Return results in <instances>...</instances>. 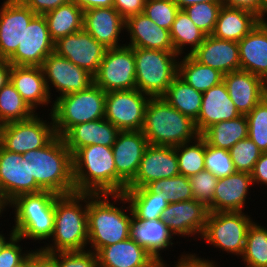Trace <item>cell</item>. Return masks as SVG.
Here are the masks:
<instances>
[{
  "label": "cell",
  "instance_id": "obj_1",
  "mask_svg": "<svg viewBox=\"0 0 267 267\" xmlns=\"http://www.w3.org/2000/svg\"><path fill=\"white\" fill-rule=\"evenodd\" d=\"M88 204L89 193L74 192L59 195L55 200L52 244L46 243L47 246L40 247V249L49 254L85 250L88 245Z\"/></svg>",
  "mask_w": 267,
  "mask_h": 267
},
{
  "label": "cell",
  "instance_id": "obj_2",
  "mask_svg": "<svg viewBox=\"0 0 267 267\" xmlns=\"http://www.w3.org/2000/svg\"><path fill=\"white\" fill-rule=\"evenodd\" d=\"M32 165V176L43 191L57 195L75 192L72 153L61 136L56 135L46 146L22 154Z\"/></svg>",
  "mask_w": 267,
  "mask_h": 267
},
{
  "label": "cell",
  "instance_id": "obj_3",
  "mask_svg": "<svg viewBox=\"0 0 267 267\" xmlns=\"http://www.w3.org/2000/svg\"><path fill=\"white\" fill-rule=\"evenodd\" d=\"M111 196V197H110ZM114 202H110V198ZM119 200V194H90L87 212L88 244L96 253L99 249L124 241L130 237V224L133 213L130 207L114 205ZM126 207V209H125ZM131 215H127L128 213ZM92 248V249H91Z\"/></svg>",
  "mask_w": 267,
  "mask_h": 267
},
{
  "label": "cell",
  "instance_id": "obj_4",
  "mask_svg": "<svg viewBox=\"0 0 267 267\" xmlns=\"http://www.w3.org/2000/svg\"><path fill=\"white\" fill-rule=\"evenodd\" d=\"M149 145L176 147L200 134L195 121L172 107L163 97L150 98L141 130Z\"/></svg>",
  "mask_w": 267,
  "mask_h": 267
},
{
  "label": "cell",
  "instance_id": "obj_5",
  "mask_svg": "<svg viewBox=\"0 0 267 267\" xmlns=\"http://www.w3.org/2000/svg\"><path fill=\"white\" fill-rule=\"evenodd\" d=\"M75 192L116 194V168L111 147L89 145L72 155Z\"/></svg>",
  "mask_w": 267,
  "mask_h": 267
},
{
  "label": "cell",
  "instance_id": "obj_6",
  "mask_svg": "<svg viewBox=\"0 0 267 267\" xmlns=\"http://www.w3.org/2000/svg\"><path fill=\"white\" fill-rule=\"evenodd\" d=\"M59 195L50 191L22 194L6 207L14 208L13 230L22 239L47 240L54 232L55 200Z\"/></svg>",
  "mask_w": 267,
  "mask_h": 267
},
{
  "label": "cell",
  "instance_id": "obj_7",
  "mask_svg": "<svg viewBox=\"0 0 267 267\" xmlns=\"http://www.w3.org/2000/svg\"><path fill=\"white\" fill-rule=\"evenodd\" d=\"M133 51L136 89L150 98L163 97L178 75L179 55L157 49L133 47Z\"/></svg>",
  "mask_w": 267,
  "mask_h": 267
},
{
  "label": "cell",
  "instance_id": "obj_8",
  "mask_svg": "<svg viewBox=\"0 0 267 267\" xmlns=\"http://www.w3.org/2000/svg\"><path fill=\"white\" fill-rule=\"evenodd\" d=\"M106 92L92 84L88 89L56 97L51 105L56 135L63 136L71 127L105 116Z\"/></svg>",
  "mask_w": 267,
  "mask_h": 267
},
{
  "label": "cell",
  "instance_id": "obj_9",
  "mask_svg": "<svg viewBox=\"0 0 267 267\" xmlns=\"http://www.w3.org/2000/svg\"><path fill=\"white\" fill-rule=\"evenodd\" d=\"M252 222V218L244 212H210L201 239L241 257Z\"/></svg>",
  "mask_w": 267,
  "mask_h": 267
},
{
  "label": "cell",
  "instance_id": "obj_10",
  "mask_svg": "<svg viewBox=\"0 0 267 267\" xmlns=\"http://www.w3.org/2000/svg\"><path fill=\"white\" fill-rule=\"evenodd\" d=\"M49 116L52 120L50 123L36 112L29 119L4 124L1 146L21 155L46 146L56 136L52 114Z\"/></svg>",
  "mask_w": 267,
  "mask_h": 267
},
{
  "label": "cell",
  "instance_id": "obj_11",
  "mask_svg": "<svg viewBox=\"0 0 267 267\" xmlns=\"http://www.w3.org/2000/svg\"><path fill=\"white\" fill-rule=\"evenodd\" d=\"M94 84L105 92L136 89L133 47L108 48L94 75Z\"/></svg>",
  "mask_w": 267,
  "mask_h": 267
},
{
  "label": "cell",
  "instance_id": "obj_12",
  "mask_svg": "<svg viewBox=\"0 0 267 267\" xmlns=\"http://www.w3.org/2000/svg\"><path fill=\"white\" fill-rule=\"evenodd\" d=\"M149 99L137 89L106 92L104 118L120 131H141Z\"/></svg>",
  "mask_w": 267,
  "mask_h": 267
},
{
  "label": "cell",
  "instance_id": "obj_13",
  "mask_svg": "<svg viewBox=\"0 0 267 267\" xmlns=\"http://www.w3.org/2000/svg\"><path fill=\"white\" fill-rule=\"evenodd\" d=\"M43 191L32 176V165L21 154L0 145V200L7 206L22 194Z\"/></svg>",
  "mask_w": 267,
  "mask_h": 267
},
{
  "label": "cell",
  "instance_id": "obj_14",
  "mask_svg": "<svg viewBox=\"0 0 267 267\" xmlns=\"http://www.w3.org/2000/svg\"><path fill=\"white\" fill-rule=\"evenodd\" d=\"M148 141L142 131H120L112 146L116 168V194L134 180Z\"/></svg>",
  "mask_w": 267,
  "mask_h": 267
},
{
  "label": "cell",
  "instance_id": "obj_15",
  "mask_svg": "<svg viewBox=\"0 0 267 267\" xmlns=\"http://www.w3.org/2000/svg\"><path fill=\"white\" fill-rule=\"evenodd\" d=\"M41 68L50 96H53L50 92L52 87L57 90L56 92H60L59 97H62L67 94L84 91L94 84V76L87 70L55 53L48 55L44 59Z\"/></svg>",
  "mask_w": 267,
  "mask_h": 267
},
{
  "label": "cell",
  "instance_id": "obj_16",
  "mask_svg": "<svg viewBox=\"0 0 267 267\" xmlns=\"http://www.w3.org/2000/svg\"><path fill=\"white\" fill-rule=\"evenodd\" d=\"M107 48L84 28L54 42V53L87 70L93 76L104 58Z\"/></svg>",
  "mask_w": 267,
  "mask_h": 267
},
{
  "label": "cell",
  "instance_id": "obj_17",
  "mask_svg": "<svg viewBox=\"0 0 267 267\" xmlns=\"http://www.w3.org/2000/svg\"><path fill=\"white\" fill-rule=\"evenodd\" d=\"M54 53V41L51 39L48 25L43 15H36L24 30L22 43L8 59L11 65L39 66L44 59Z\"/></svg>",
  "mask_w": 267,
  "mask_h": 267
},
{
  "label": "cell",
  "instance_id": "obj_18",
  "mask_svg": "<svg viewBox=\"0 0 267 267\" xmlns=\"http://www.w3.org/2000/svg\"><path fill=\"white\" fill-rule=\"evenodd\" d=\"M175 147L148 145L134 180L126 189L146 187L149 183L179 175Z\"/></svg>",
  "mask_w": 267,
  "mask_h": 267
},
{
  "label": "cell",
  "instance_id": "obj_19",
  "mask_svg": "<svg viewBox=\"0 0 267 267\" xmlns=\"http://www.w3.org/2000/svg\"><path fill=\"white\" fill-rule=\"evenodd\" d=\"M0 8V59H9L22 43L24 30L36 14L23 2L5 0Z\"/></svg>",
  "mask_w": 267,
  "mask_h": 267
},
{
  "label": "cell",
  "instance_id": "obj_20",
  "mask_svg": "<svg viewBox=\"0 0 267 267\" xmlns=\"http://www.w3.org/2000/svg\"><path fill=\"white\" fill-rule=\"evenodd\" d=\"M208 207L197 200L169 203L161 220L173 235L201 238L209 215ZM200 235V236H199Z\"/></svg>",
  "mask_w": 267,
  "mask_h": 267
},
{
  "label": "cell",
  "instance_id": "obj_21",
  "mask_svg": "<svg viewBox=\"0 0 267 267\" xmlns=\"http://www.w3.org/2000/svg\"><path fill=\"white\" fill-rule=\"evenodd\" d=\"M83 28L107 49L125 45L118 43L125 29V19L113 7L84 11Z\"/></svg>",
  "mask_w": 267,
  "mask_h": 267
},
{
  "label": "cell",
  "instance_id": "obj_22",
  "mask_svg": "<svg viewBox=\"0 0 267 267\" xmlns=\"http://www.w3.org/2000/svg\"><path fill=\"white\" fill-rule=\"evenodd\" d=\"M190 55L200 64L216 69L224 75L240 70L238 42L209 35Z\"/></svg>",
  "mask_w": 267,
  "mask_h": 267
},
{
  "label": "cell",
  "instance_id": "obj_23",
  "mask_svg": "<svg viewBox=\"0 0 267 267\" xmlns=\"http://www.w3.org/2000/svg\"><path fill=\"white\" fill-rule=\"evenodd\" d=\"M223 82L240 114H248L264 97V80L244 70L224 75Z\"/></svg>",
  "mask_w": 267,
  "mask_h": 267
},
{
  "label": "cell",
  "instance_id": "obj_24",
  "mask_svg": "<svg viewBox=\"0 0 267 267\" xmlns=\"http://www.w3.org/2000/svg\"><path fill=\"white\" fill-rule=\"evenodd\" d=\"M240 70L267 79V20L260 22L239 42Z\"/></svg>",
  "mask_w": 267,
  "mask_h": 267
},
{
  "label": "cell",
  "instance_id": "obj_25",
  "mask_svg": "<svg viewBox=\"0 0 267 267\" xmlns=\"http://www.w3.org/2000/svg\"><path fill=\"white\" fill-rule=\"evenodd\" d=\"M240 115L228 94L225 83L222 81L203 93L202 104L195 125L201 135L211 125L234 119Z\"/></svg>",
  "mask_w": 267,
  "mask_h": 267
},
{
  "label": "cell",
  "instance_id": "obj_26",
  "mask_svg": "<svg viewBox=\"0 0 267 267\" xmlns=\"http://www.w3.org/2000/svg\"><path fill=\"white\" fill-rule=\"evenodd\" d=\"M120 130L105 118L77 124L63 136L65 145L72 155L80 148L89 145L111 147Z\"/></svg>",
  "mask_w": 267,
  "mask_h": 267
},
{
  "label": "cell",
  "instance_id": "obj_27",
  "mask_svg": "<svg viewBox=\"0 0 267 267\" xmlns=\"http://www.w3.org/2000/svg\"><path fill=\"white\" fill-rule=\"evenodd\" d=\"M252 185L251 174L245 172L219 178L212 200V212H242Z\"/></svg>",
  "mask_w": 267,
  "mask_h": 267
},
{
  "label": "cell",
  "instance_id": "obj_28",
  "mask_svg": "<svg viewBox=\"0 0 267 267\" xmlns=\"http://www.w3.org/2000/svg\"><path fill=\"white\" fill-rule=\"evenodd\" d=\"M125 31L130 37L129 44L125 43L129 47L174 51L170 31L157 26L143 13L128 17Z\"/></svg>",
  "mask_w": 267,
  "mask_h": 267
},
{
  "label": "cell",
  "instance_id": "obj_29",
  "mask_svg": "<svg viewBox=\"0 0 267 267\" xmlns=\"http://www.w3.org/2000/svg\"><path fill=\"white\" fill-rule=\"evenodd\" d=\"M10 82L34 112L38 106L53 103L50 101L53 98L48 92L43 70L39 66L12 65Z\"/></svg>",
  "mask_w": 267,
  "mask_h": 267
},
{
  "label": "cell",
  "instance_id": "obj_30",
  "mask_svg": "<svg viewBox=\"0 0 267 267\" xmlns=\"http://www.w3.org/2000/svg\"><path fill=\"white\" fill-rule=\"evenodd\" d=\"M98 267H157L154 257L130 237L96 252Z\"/></svg>",
  "mask_w": 267,
  "mask_h": 267
},
{
  "label": "cell",
  "instance_id": "obj_31",
  "mask_svg": "<svg viewBox=\"0 0 267 267\" xmlns=\"http://www.w3.org/2000/svg\"><path fill=\"white\" fill-rule=\"evenodd\" d=\"M130 238L145 248L157 261V267L170 265L161 257V250L172 247L173 234L160 219L137 220L133 217L130 224Z\"/></svg>",
  "mask_w": 267,
  "mask_h": 267
},
{
  "label": "cell",
  "instance_id": "obj_32",
  "mask_svg": "<svg viewBox=\"0 0 267 267\" xmlns=\"http://www.w3.org/2000/svg\"><path fill=\"white\" fill-rule=\"evenodd\" d=\"M260 18L251 11L222 6L219 10L212 36L239 42L259 22Z\"/></svg>",
  "mask_w": 267,
  "mask_h": 267
},
{
  "label": "cell",
  "instance_id": "obj_33",
  "mask_svg": "<svg viewBox=\"0 0 267 267\" xmlns=\"http://www.w3.org/2000/svg\"><path fill=\"white\" fill-rule=\"evenodd\" d=\"M119 201L130 204L133 217L137 220L160 219L163 210L168 206V197L153 194L147 187L126 189L119 194Z\"/></svg>",
  "mask_w": 267,
  "mask_h": 267
},
{
  "label": "cell",
  "instance_id": "obj_34",
  "mask_svg": "<svg viewBox=\"0 0 267 267\" xmlns=\"http://www.w3.org/2000/svg\"><path fill=\"white\" fill-rule=\"evenodd\" d=\"M43 16L47 21L49 34L54 42L61 37L83 29L84 11L73 1L61 5Z\"/></svg>",
  "mask_w": 267,
  "mask_h": 267
},
{
  "label": "cell",
  "instance_id": "obj_35",
  "mask_svg": "<svg viewBox=\"0 0 267 267\" xmlns=\"http://www.w3.org/2000/svg\"><path fill=\"white\" fill-rule=\"evenodd\" d=\"M248 131L246 115L241 114L234 119L211 125L201 136L208 145L229 150L238 141L247 138Z\"/></svg>",
  "mask_w": 267,
  "mask_h": 267
},
{
  "label": "cell",
  "instance_id": "obj_36",
  "mask_svg": "<svg viewBox=\"0 0 267 267\" xmlns=\"http://www.w3.org/2000/svg\"><path fill=\"white\" fill-rule=\"evenodd\" d=\"M182 58L178 61V76L195 90L204 93L223 81V73L200 64L190 54Z\"/></svg>",
  "mask_w": 267,
  "mask_h": 267
},
{
  "label": "cell",
  "instance_id": "obj_37",
  "mask_svg": "<svg viewBox=\"0 0 267 267\" xmlns=\"http://www.w3.org/2000/svg\"><path fill=\"white\" fill-rule=\"evenodd\" d=\"M203 93L195 90L178 75L168 87L163 98L180 113L196 121L199 116Z\"/></svg>",
  "mask_w": 267,
  "mask_h": 267
},
{
  "label": "cell",
  "instance_id": "obj_38",
  "mask_svg": "<svg viewBox=\"0 0 267 267\" xmlns=\"http://www.w3.org/2000/svg\"><path fill=\"white\" fill-rule=\"evenodd\" d=\"M206 36L191 21L184 10H179L170 30V37L175 53L182 57L181 54L185 53L183 49H186L184 47L189 45L191 47L190 51L185 54H192L205 40Z\"/></svg>",
  "mask_w": 267,
  "mask_h": 267
},
{
  "label": "cell",
  "instance_id": "obj_39",
  "mask_svg": "<svg viewBox=\"0 0 267 267\" xmlns=\"http://www.w3.org/2000/svg\"><path fill=\"white\" fill-rule=\"evenodd\" d=\"M34 114L35 112L10 81L0 89V123L2 125L29 119Z\"/></svg>",
  "mask_w": 267,
  "mask_h": 267
},
{
  "label": "cell",
  "instance_id": "obj_40",
  "mask_svg": "<svg viewBox=\"0 0 267 267\" xmlns=\"http://www.w3.org/2000/svg\"><path fill=\"white\" fill-rule=\"evenodd\" d=\"M175 152L181 175L189 178L205 170V139L201 135L194 142L189 141L176 146Z\"/></svg>",
  "mask_w": 267,
  "mask_h": 267
},
{
  "label": "cell",
  "instance_id": "obj_41",
  "mask_svg": "<svg viewBox=\"0 0 267 267\" xmlns=\"http://www.w3.org/2000/svg\"><path fill=\"white\" fill-rule=\"evenodd\" d=\"M245 267H267V228L252 222L248 228L243 254Z\"/></svg>",
  "mask_w": 267,
  "mask_h": 267
},
{
  "label": "cell",
  "instance_id": "obj_42",
  "mask_svg": "<svg viewBox=\"0 0 267 267\" xmlns=\"http://www.w3.org/2000/svg\"><path fill=\"white\" fill-rule=\"evenodd\" d=\"M146 187L153 194H160L162 192L164 197H168V203L194 199L189 178L181 174L171 178L153 181Z\"/></svg>",
  "mask_w": 267,
  "mask_h": 267
},
{
  "label": "cell",
  "instance_id": "obj_43",
  "mask_svg": "<svg viewBox=\"0 0 267 267\" xmlns=\"http://www.w3.org/2000/svg\"><path fill=\"white\" fill-rule=\"evenodd\" d=\"M248 138L262 153L267 152V99L264 97L248 114Z\"/></svg>",
  "mask_w": 267,
  "mask_h": 267
},
{
  "label": "cell",
  "instance_id": "obj_44",
  "mask_svg": "<svg viewBox=\"0 0 267 267\" xmlns=\"http://www.w3.org/2000/svg\"><path fill=\"white\" fill-rule=\"evenodd\" d=\"M222 7L221 2H203L184 8V12L191 21L207 36L212 35L218 13Z\"/></svg>",
  "mask_w": 267,
  "mask_h": 267
},
{
  "label": "cell",
  "instance_id": "obj_45",
  "mask_svg": "<svg viewBox=\"0 0 267 267\" xmlns=\"http://www.w3.org/2000/svg\"><path fill=\"white\" fill-rule=\"evenodd\" d=\"M229 153L236 172L249 174L252 173L255 163L262 154L257 145L248 137L232 146L229 149Z\"/></svg>",
  "mask_w": 267,
  "mask_h": 267
},
{
  "label": "cell",
  "instance_id": "obj_46",
  "mask_svg": "<svg viewBox=\"0 0 267 267\" xmlns=\"http://www.w3.org/2000/svg\"><path fill=\"white\" fill-rule=\"evenodd\" d=\"M179 10L173 0H146L143 14L157 26L170 31Z\"/></svg>",
  "mask_w": 267,
  "mask_h": 267
},
{
  "label": "cell",
  "instance_id": "obj_47",
  "mask_svg": "<svg viewBox=\"0 0 267 267\" xmlns=\"http://www.w3.org/2000/svg\"><path fill=\"white\" fill-rule=\"evenodd\" d=\"M205 170L218 179L236 172L229 150L210 146L205 141Z\"/></svg>",
  "mask_w": 267,
  "mask_h": 267
},
{
  "label": "cell",
  "instance_id": "obj_48",
  "mask_svg": "<svg viewBox=\"0 0 267 267\" xmlns=\"http://www.w3.org/2000/svg\"><path fill=\"white\" fill-rule=\"evenodd\" d=\"M194 200L204 203L212 212V200L218 178L208 170L189 177Z\"/></svg>",
  "mask_w": 267,
  "mask_h": 267
},
{
  "label": "cell",
  "instance_id": "obj_49",
  "mask_svg": "<svg viewBox=\"0 0 267 267\" xmlns=\"http://www.w3.org/2000/svg\"><path fill=\"white\" fill-rule=\"evenodd\" d=\"M59 267H98L97 256L91 250L52 253Z\"/></svg>",
  "mask_w": 267,
  "mask_h": 267
},
{
  "label": "cell",
  "instance_id": "obj_50",
  "mask_svg": "<svg viewBox=\"0 0 267 267\" xmlns=\"http://www.w3.org/2000/svg\"><path fill=\"white\" fill-rule=\"evenodd\" d=\"M23 240L15 235L0 252V267H24L28 256L33 250L22 251L19 242Z\"/></svg>",
  "mask_w": 267,
  "mask_h": 267
},
{
  "label": "cell",
  "instance_id": "obj_51",
  "mask_svg": "<svg viewBox=\"0 0 267 267\" xmlns=\"http://www.w3.org/2000/svg\"><path fill=\"white\" fill-rule=\"evenodd\" d=\"M146 0H114L113 8L126 20L132 15L143 13Z\"/></svg>",
  "mask_w": 267,
  "mask_h": 267
},
{
  "label": "cell",
  "instance_id": "obj_52",
  "mask_svg": "<svg viewBox=\"0 0 267 267\" xmlns=\"http://www.w3.org/2000/svg\"><path fill=\"white\" fill-rule=\"evenodd\" d=\"M24 267H59L57 259L40 248L33 250L28 256Z\"/></svg>",
  "mask_w": 267,
  "mask_h": 267
},
{
  "label": "cell",
  "instance_id": "obj_53",
  "mask_svg": "<svg viewBox=\"0 0 267 267\" xmlns=\"http://www.w3.org/2000/svg\"><path fill=\"white\" fill-rule=\"evenodd\" d=\"M70 1L72 0H23L22 2L36 15H44Z\"/></svg>",
  "mask_w": 267,
  "mask_h": 267
},
{
  "label": "cell",
  "instance_id": "obj_54",
  "mask_svg": "<svg viewBox=\"0 0 267 267\" xmlns=\"http://www.w3.org/2000/svg\"><path fill=\"white\" fill-rule=\"evenodd\" d=\"M221 3L225 7L251 11L262 20V0H221Z\"/></svg>",
  "mask_w": 267,
  "mask_h": 267
},
{
  "label": "cell",
  "instance_id": "obj_55",
  "mask_svg": "<svg viewBox=\"0 0 267 267\" xmlns=\"http://www.w3.org/2000/svg\"><path fill=\"white\" fill-rule=\"evenodd\" d=\"M180 256L174 267H217V263L215 264L213 260L200 258L195 253H185Z\"/></svg>",
  "mask_w": 267,
  "mask_h": 267
},
{
  "label": "cell",
  "instance_id": "obj_56",
  "mask_svg": "<svg viewBox=\"0 0 267 267\" xmlns=\"http://www.w3.org/2000/svg\"><path fill=\"white\" fill-rule=\"evenodd\" d=\"M251 178L253 179V184H265L267 186V152L262 153L255 163Z\"/></svg>",
  "mask_w": 267,
  "mask_h": 267
},
{
  "label": "cell",
  "instance_id": "obj_57",
  "mask_svg": "<svg viewBox=\"0 0 267 267\" xmlns=\"http://www.w3.org/2000/svg\"><path fill=\"white\" fill-rule=\"evenodd\" d=\"M83 11L94 8L113 7L114 0H72Z\"/></svg>",
  "mask_w": 267,
  "mask_h": 267
},
{
  "label": "cell",
  "instance_id": "obj_58",
  "mask_svg": "<svg viewBox=\"0 0 267 267\" xmlns=\"http://www.w3.org/2000/svg\"><path fill=\"white\" fill-rule=\"evenodd\" d=\"M12 65L7 59H0V89L10 81Z\"/></svg>",
  "mask_w": 267,
  "mask_h": 267
},
{
  "label": "cell",
  "instance_id": "obj_59",
  "mask_svg": "<svg viewBox=\"0 0 267 267\" xmlns=\"http://www.w3.org/2000/svg\"><path fill=\"white\" fill-rule=\"evenodd\" d=\"M180 10H183L184 8L198 4V3H203V2H221V0H173Z\"/></svg>",
  "mask_w": 267,
  "mask_h": 267
},
{
  "label": "cell",
  "instance_id": "obj_60",
  "mask_svg": "<svg viewBox=\"0 0 267 267\" xmlns=\"http://www.w3.org/2000/svg\"><path fill=\"white\" fill-rule=\"evenodd\" d=\"M12 230L10 231V237H8V240H7V237L5 238L4 237V234H2V231L0 233V252L2 251V249L5 247V245L16 235L15 231L13 230V228H11Z\"/></svg>",
  "mask_w": 267,
  "mask_h": 267
},
{
  "label": "cell",
  "instance_id": "obj_61",
  "mask_svg": "<svg viewBox=\"0 0 267 267\" xmlns=\"http://www.w3.org/2000/svg\"><path fill=\"white\" fill-rule=\"evenodd\" d=\"M267 14V0H262V20H264Z\"/></svg>",
  "mask_w": 267,
  "mask_h": 267
},
{
  "label": "cell",
  "instance_id": "obj_62",
  "mask_svg": "<svg viewBox=\"0 0 267 267\" xmlns=\"http://www.w3.org/2000/svg\"><path fill=\"white\" fill-rule=\"evenodd\" d=\"M6 209V206L2 203V201L0 200V217L2 216L1 214H2V212L3 211H6L5 210Z\"/></svg>",
  "mask_w": 267,
  "mask_h": 267
},
{
  "label": "cell",
  "instance_id": "obj_63",
  "mask_svg": "<svg viewBox=\"0 0 267 267\" xmlns=\"http://www.w3.org/2000/svg\"><path fill=\"white\" fill-rule=\"evenodd\" d=\"M265 98L267 99V79L264 81Z\"/></svg>",
  "mask_w": 267,
  "mask_h": 267
},
{
  "label": "cell",
  "instance_id": "obj_64",
  "mask_svg": "<svg viewBox=\"0 0 267 267\" xmlns=\"http://www.w3.org/2000/svg\"><path fill=\"white\" fill-rule=\"evenodd\" d=\"M2 124L0 123V145H1V131H2Z\"/></svg>",
  "mask_w": 267,
  "mask_h": 267
}]
</instances>
